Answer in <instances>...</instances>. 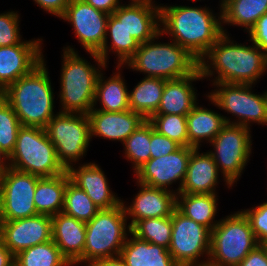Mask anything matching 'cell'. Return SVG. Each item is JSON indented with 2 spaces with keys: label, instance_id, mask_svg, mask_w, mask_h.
<instances>
[{
  "label": "cell",
  "instance_id": "1",
  "mask_svg": "<svg viewBox=\"0 0 267 266\" xmlns=\"http://www.w3.org/2000/svg\"><path fill=\"white\" fill-rule=\"evenodd\" d=\"M234 42L224 33L200 58L202 78L218 74L213 83L255 85L267 71V55L256 44Z\"/></svg>",
  "mask_w": 267,
  "mask_h": 266
},
{
  "label": "cell",
  "instance_id": "2",
  "mask_svg": "<svg viewBox=\"0 0 267 266\" xmlns=\"http://www.w3.org/2000/svg\"><path fill=\"white\" fill-rule=\"evenodd\" d=\"M160 8V33L200 58L225 33L222 25V8L217 17L209 7L167 6ZM217 17V18H216Z\"/></svg>",
  "mask_w": 267,
  "mask_h": 266
},
{
  "label": "cell",
  "instance_id": "3",
  "mask_svg": "<svg viewBox=\"0 0 267 266\" xmlns=\"http://www.w3.org/2000/svg\"><path fill=\"white\" fill-rule=\"evenodd\" d=\"M44 60L29 74L9 85L2 97L10 104L22 126L45 128L55 115L54 90Z\"/></svg>",
  "mask_w": 267,
  "mask_h": 266
},
{
  "label": "cell",
  "instance_id": "4",
  "mask_svg": "<svg viewBox=\"0 0 267 266\" xmlns=\"http://www.w3.org/2000/svg\"><path fill=\"white\" fill-rule=\"evenodd\" d=\"M89 54L97 63V68L80 57L74 48L64 47L60 73L61 91L58 95L60 112L88 114L93 109L97 80L101 70L107 65L98 54Z\"/></svg>",
  "mask_w": 267,
  "mask_h": 266
},
{
  "label": "cell",
  "instance_id": "5",
  "mask_svg": "<svg viewBox=\"0 0 267 266\" xmlns=\"http://www.w3.org/2000/svg\"><path fill=\"white\" fill-rule=\"evenodd\" d=\"M163 36L159 33L148 42L140 44L138 50L125 63L133 71L144 73L145 77L165 80L179 79L193 74L199 68V60L176 42H155Z\"/></svg>",
  "mask_w": 267,
  "mask_h": 266
},
{
  "label": "cell",
  "instance_id": "6",
  "mask_svg": "<svg viewBox=\"0 0 267 266\" xmlns=\"http://www.w3.org/2000/svg\"><path fill=\"white\" fill-rule=\"evenodd\" d=\"M130 232L123 203L110 209L99 210L86 223L83 255L72 266L119 256Z\"/></svg>",
  "mask_w": 267,
  "mask_h": 266
},
{
  "label": "cell",
  "instance_id": "7",
  "mask_svg": "<svg viewBox=\"0 0 267 266\" xmlns=\"http://www.w3.org/2000/svg\"><path fill=\"white\" fill-rule=\"evenodd\" d=\"M10 167L42 177H52L66 172L58 161L56 149L45 129L21 126L15 148L9 156Z\"/></svg>",
  "mask_w": 267,
  "mask_h": 266
},
{
  "label": "cell",
  "instance_id": "8",
  "mask_svg": "<svg viewBox=\"0 0 267 266\" xmlns=\"http://www.w3.org/2000/svg\"><path fill=\"white\" fill-rule=\"evenodd\" d=\"M257 245L247 217L237 211L211 230L209 259L222 266H237Z\"/></svg>",
  "mask_w": 267,
  "mask_h": 266
},
{
  "label": "cell",
  "instance_id": "9",
  "mask_svg": "<svg viewBox=\"0 0 267 266\" xmlns=\"http://www.w3.org/2000/svg\"><path fill=\"white\" fill-rule=\"evenodd\" d=\"M44 129L56 149L58 161L66 170L88 151L91 141L88 114L59 110Z\"/></svg>",
  "mask_w": 267,
  "mask_h": 266
},
{
  "label": "cell",
  "instance_id": "10",
  "mask_svg": "<svg viewBox=\"0 0 267 266\" xmlns=\"http://www.w3.org/2000/svg\"><path fill=\"white\" fill-rule=\"evenodd\" d=\"M216 89L208 93V99L219 109L236 116L232 125H240L250 129L253 122L267 125V91L254 94L253 85L213 83Z\"/></svg>",
  "mask_w": 267,
  "mask_h": 266
},
{
  "label": "cell",
  "instance_id": "11",
  "mask_svg": "<svg viewBox=\"0 0 267 266\" xmlns=\"http://www.w3.org/2000/svg\"><path fill=\"white\" fill-rule=\"evenodd\" d=\"M251 131L240 125L226 124L210 142V150L225 185L230 189L241 177L252 151Z\"/></svg>",
  "mask_w": 267,
  "mask_h": 266
},
{
  "label": "cell",
  "instance_id": "12",
  "mask_svg": "<svg viewBox=\"0 0 267 266\" xmlns=\"http://www.w3.org/2000/svg\"><path fill=\"white\" fill-rule=\"evenodd\" d=\"M211 231L182 214L177 208L172 214V234L169 252L178 266L200 262L210 253Z\"/></svg>",
  "mask_w": 267,
  "mask_h": 266
},
{
  "label": "cell",
  "instance_id": "13",
  "mask_svg": "<svg viewBox=\"0 0 267 266\" xmlns=\"http://www.w3.org/2000/svg\"><path fill=\"white\" fill-rule=\"evenodd\" d=\"M40 177L9 167L0 175V199L3 221L38 215L34 193Z\"/></svg>",
  "mask_w": 267,
  "mask_h": 266
},
{
  "label": "cell",
  "instance_id": "14",
  "mask_svg": "<svg viewBox=\"0 0 267 266\" xmlns=\"http://www.w3.org/2000/svg\"><path fill=\"white\" fill-rule=\"evenodd\" d=\"M108 17L109 14L84 0H71L61 19L73 26L76 38L86 52L98 54L106 39Z\"/></svg>",
  "mask_w": 267,
  "mask_h": 266
},
{
  "label": "cell",
  "instance_id": "15",
  "mask_svg": "<svg viewBox=\"0 0 267 266\" xmlns=\"http://www.w3.org/2000/svg\"><path fill=\"white\" fill-rule=\"evenodd\" d=\"M194 147L180 146L176 151L145 162L134 173L137 182L150 187L165 189L178 194L186 176L188 162ZM180 180V181H179ZM179 181L177 190L169 186Z\"/></svg>",
  "mask_w": 267,
  "mask_h": 266
},
{
  "label": "cell",
  "instance_id": "16",
  "mask_svg": "<svg viewBox=\"0 0 267 266\" xmlns=\"http://www.w3.org/2000/svg\"><path fill=\"white\" fill-rule=\"evenodd\" d=\"M2 243L16 256L21 251L52 240V219L49 215L3 221Z\"/></svg>",
  "mask_w": 267,
  "mask_h": 266
},
{
  "label": "cell",
  "instance_id": "17",
  "mask_svg": "<svg viewBox=\"0 0 267 266\" xmlns=\"http://www.w3.org/2000/svg\"><path fill=\"white\" fill-rule=\"evenodd\" d=\"M42 40L41 38L24 40L17 45L0 47V90L2 92L19 78L29 74L43 61Z\"/></svg>",
  "mask_w": 267,
  "mask_h": 266
},
{
  "label": "cell",
  "instance_id": "18",
  "mask_svg": "<svg viewBox=\"0 0 267 266\" xmlns=\"http://www.w3.org/2000/svg\"><path fill=\"white\" fill-rule=\"evenodd\" d=\"M121 4L113 15L140 44L148 42L160 33V8L153 0H130Z\"/></svg>",
  "mask_w": 267,
  "mask_h": 266
},
{
  "label": "cell",
  "instance_id": "19",
  "mask_svg": "<svg viewBox=\"0 0 267 266\" xmlns=\"http://www.w3.org/2000/svg\"><path fill=\"white\" fill-rule=\"evenodd\" d=\"M138 184L140 190L130 203L131 205L127 206L122 200L127 219L131 218V222L128 223L130 228L142 219L172 216L177 207L175 192Z\"/></svg>",
  "mask_w": 267,
  "mask_h": 266
},
{
  "label": "cell",
  "instance_id": "20",
  "mask_svg": "<svg viewBox=\"0 0 267 266\" xmlns=\"http://www.w3.org/2000/svg\"><path fill=\"white\" fill-rule=\"evenodd\" d=\"M90 121L91 139L98 136L112 141H124L147 119L132 110L122 112H105L91 110L88 113Z\"/></svg>",
  "mask_w": 267,
  "mask_h": 266
},
{
  "label": "cell",
  "instance_id": "21",
  "mask_svg": "<svg viewBox=\"0 0 267 266\" xmlns=\"http://www.w3.org/2000/svg\"><path fill=\"white\" fill-rule=\"evenodd\" d=\"M70 166L66 171L70 181L84 190L94 204L101 209H110L122 203L109 187L106 175L95 163L80 164L78 168Z\"/></svg>",
  "mask_w": 267,
  "mask_h": 266
},
{
  "label": "cell",
  "instance_id": "22",
  "mask_svg": "<svg viewBox=\"0 0 267 266\" xmlns=\"http://www.w3.org/2000/svg\"><path fill=\"white\" fill-rule=\"evenodd\" d=\"M203 80L199 68L191 75L179 79L166 80L161 102L154 115L187 116L197 104V92L193 81Z\"/></svg>",
  "mask_w": 267,
  "mask_h": 266
},
{
  "label": "cell",
  "instance_id": "23",
  "mask_svg": "<svg viewBox=\"0 0 267 266\" xmlns=\"http://www.w3.org/2000/svg\"><path fill=\"white\" fill-rule=\"evenodd\" d=\"M200 148H193L186 176L179 193L216 194L219 171L209 152L200 153Z\"/></svg>",
  "mask_w": 267,
  "mask_h": 266
},
{
  "label": "cell",
  "instance_id": "24",
  "mask_svg": "<svg viewBox=\"0 0 267 266\" xmlns=\"http://www.w3.org/2000/svg\"><path fill=\"white\" fill-rule=\"evenodd\" d=\"M52 240L62 255L73 265L85 247L86 223L63 212L51 216Z\"/></svg>",
  "mask_w": 267,
  "mask_h": 266
},
{
  "label": "cell",
  "instance_id": "25",
  "mask_svg": "<svg viewBox=\"0 0 267 266\" xmlns=\"http://www.w3.org/2000/svg\"><path fill=\"white\" fill-rule=\"evenodd\" d=\"M129 234L120 252L126 266H178L165 247Z\"/></svg>",
  "mask_w": 267,
  "mask_h": 266
},
{
  "label": "cell",
  "instance_id": "26",
  "mask_svg": "<svg viewBox=\"0 0 267 266\" xmlns=\"http://www.w3.org/2000/svg\"><path fill=\"white\" fill-rule=\"evenodd\" d=\"M198 104L186 116L188 143L194 148H200L201 142L205 140L210 143L221 129L226 124H230L231 121L229 117L198 106Z\"/></svg>",
  "mask_w": 267,
  "mask_h": 266
},
{
  "label": "cell",
  "instance_id": "27",
  "mask_svg": "<svg viewBox=\"0 0 267 266\" xmlns=\"http://www.w3.org/2000/svg\"><path fill=\"white\" fill-rule=\"evenodd\" d=\"M121 67L123 68L124 66L117 65V72L113 73V75L106 80L103 73H100L96 84L94 106L92 110L122 112L130 109L128 86H126V83L124 82L125 79L120 73ZM97 101L101 104L102 108H95Z\"/></svg>",
  "mask_w": 267,
  "mask_h": 266
},
{
  "label": "cell",
  "instance_id": "28",
  "mask_svg": "<svg viewBox=\"0 0 267 266\" xmlns=\"http://www.w3.org/2000/svg\"><path fill=\"white\" fill-rule=\"evenodd\" d=\"M68 172L52 177L39 178L34 193V204L38 214L53 216L62 212Z\"/></svg>",
  "mask_w": 267,
  "mask_h": 266
},
{
  "label": "cell",
  "instance_id": "29",
  "mask_svg": "<svg viewBox=\"0 0 267 266\" xmlns=\"http://www.w3.org/2000/svg\"><path fill=\"white\" fill-rule=\"evenodd\" d=\"M108 36H110L111 43L108 45ZM140 43L131 36L121 23L113 14H110L107 21L106 39L104 45L98 55L107 65L108 52L116 54L118 57L116 62L118 66H123L138 50ZM110 50V51H109Z\"/></svg>",
  "mask_w": 267,
  "mask_h": 266
},
{
  "label": "cell",
  "instance_id": "30",
  "mask_svg": "<svg viewBox=\"0 0 267 266\" xmlns=\"http://www.w3.org/2000/svg\"><path fill=\"white\" fill-rule=\"evenodd\" d=\"M217 194H177V209L191 220L207 227L210 231L218 224Z\"/></svg>",
  "mask_w": 267,
  "mask_h": 266
},
{
  "label": "cell",
  "instance_id": "31",
  "mask_svg": "<svg viewBox=\"0 0 267 266\" xmlns=\"http://www.w3.org/2000/svg\"><path fill=\"white\" fill-rule=\"evenodd\" d=\"M165 83L162 78L144 77L128 92L130 110L141 113L148 120L159 108Z\"/></svg>",
  "mask_w": 267,
  "mask_h": 266
},
{
  "label": "cell",
  "instance_id": "32",
  "mask_svg": "<svg viewBox=\"0 0 267 266\" xmlns=\"http://www.w3.org/2000/svg\"><path fill=\"white\" fill-rule=\"evenodd\" d=\"M222 8V24L244 27L248 33L267 12V0H228Z\"/></svg>",
  "mask_w": 267,
  "mask_h": 266
},
{
  "label": "cell",
  "instance_id": "33",
  "mask_svg": "<svg viewBox=\"0 0 267 266\" xmlns=\"http://www.w3.org/2000/svg\"><path fill=\"white\" fill-rule=\"evenodd\" d=\"M14 263V266H72L53 240L21 251Z\"/></svg>",
  "mask_w": 267,
  "mask_h": 266
},
{
  "label": "cell",
  "instance_id": "34",
  "mask_svg": "<svg viewBox=\"0 0 267 266\" xmlns=\"http://www.w3.org/2000/svg\"><path fill=\"white\" fill-rule=\"evenodd\" d=\"M130 229L134 236L169 249L172 234V216L142 219L137 221Z\"/></svg>",
  "mask_w": 267,
  "mask_h": 266
},
{
  "label": "cell",
  "instance_id": "35",
  "mask_svg": "<svg viewBox=\"0 0 267 266\" xmlns=\"http://www.w3.org/2000/svg\"><path fill=\"white\" fill-rule=\"evenodd\" d=\"M151 123L147 120L123 143L126 159L131 161L135 172L151 159Z\"/></svg>",
  "mask_w": 267,
  "mask_h": 266
},
{
  "label": "cell",
  "instance_id": "36",
  "mask_svg": "<svg viewBox=\"0 0 267 266\" xmlns=\"http://www.w3.org/2000/svg\"><path fill=\"white\" fill-rule=\"evenodd\" d=\"M99 210L84 190L77 187L71 181L67 183L63 213L87 223Z\"/></svg>",
  "mask_w": 267,
  "mask_h": 266
},
{
  "label": "cell",
  "instance_id": "37",
  "mask_svg": "<svg viewBox=\"0 0 267 266\" xmlns=\"http://www.w3.org/2000/svg\"><path fill=\"white\" fill-rule=\"evenodd\" d=\"M148 121L163 136L175 141L180 146L192 147L188 143L186 116L169 114L152 115Z\"/></svg>",
  "mask_w": 267,
  "mask_h": 266
},
{
  "label": "cell",
  "instance_id": "38",
  "mask_svg": "<svg viewBox=\"0 0 267 266\" xmlns=\"http://www.w3.org/2000/svg\"><path fill=\"white\" fill-rule=\"evenodd\" d=\"M21 123L10 104L0 97V149L9 157L13 152Z\"/></svg>",
  "mask_w": 267,
  "mask_h": 266
},
{
  "label": "cell",
  "instance_id": "39",
  "mask_svg": "<svg viewBox=\"0 0 267 266\" xmlns=\"http://www.w3.org/2000/svg\"><path fill=\"white\" fill-rule=\"evenodd\" d=\"M19 16L14 11L0 14V47L17 45L23 41L20 35Z\"/></svg>",
  "mask_w": 267,
  "mask_h": 266
},
{
  "label": "cell",
  "instance_id": "40",
  "mask_svg": "<svg viewBox=\"0 0 267 266\" xmlns=\"http://www.w3.org/2000/svg\"><path fill=\"white\" fill-rule=\"evenodd\" d=\"M247 217L258 245L267 241V201L250 209H241Z\"/></svg>",
  "mask_w": 267,
  "mask_h": 266
},
{
  "label": "cell",
  "instance_id": "41",
  "mask_svg": "<svg viewBox=\"0 0 267 266\" xmlns=\"http://www.w3.org/2000/svg\"><path fill=\"white\" fill-rule=\"evenodd\" d=\"M151 159L160 158L176 151L180 145L157 132L151 124Z\"/></svg>",
  "mask_w": 267,
  "mask_h": 266
},
{
  "label": "cell",
  "instance_id": "42",
  "mask_svg": "<svg viewBox=\"0 0 267 266\" xmlns=\"http://www.w3.org/2000/svg\"><path fill=\"white\" fill-rule=\"evenodd\" d=\"M248 34L250 41L267 55V12L256 21Z\"/></svg>",
  "mask_w": 267,
  "mask_h": 266
},
{
  "label": "cell",
  "instance_id": "43",
  "mask_svg": "<svg viewBox=\"0 0 267 266\" xmlns=\"http://www.w3.org/2000/svg\"><path fill=\"white\" fill-rule=\"evenodd\" d=\"M237 266H267V250L257 245Z\"/></svg>",
  "mask_w": 267,
  "mask_h": 266
},
{
  "label": "cell",
  "instance_id": "44",
  "mask_svg": "<svg viewBox=\"0 0 267 266\" xmlns=\"http://www.w3.org/2000/svg\"><path fill=\"white\" fill-rule=\"evenodd\" d=\"M71 0H34L46 12L61 18Z\"/></svg>",
  "mask_w": 267,
  "mask_h": 266
},
{
  "label": "cell",
  "instance_id": "45",
  "mask_svg": "<svg viewBox=\"0 0 267 266\" xmlns=\"http://www.w3.org/2000/svg\"><path fill=\"white\" fill-rule=\"evenodd\" d=\"M87 4L95 9L103 11L107 14H113L114 11L121 5L120 0H84Z\"/></svg>",
  "mask_w": 267,
  "mask_h": 266
},
{
  "label": "cell",
  "instance_id": "46",
  "mask_svg": "<svg viewBox=\"0 0 267 266\" xmlns=\"http://www.w3.org/2000/svg\"><path fill=\"white\" fill-rule=\"evenodd\" d=\"M85 266H126L124 260L119 256L104 258L92 263L86 264Z\"/></svg>",
  "mask_w": 267,
  "mask_h": 266
},
{
  "label": "cell",
  "instance_id": "47",
  "mask_svg": "<svg viewBox=\"0 0 267 266\" xmlns=\"http://www.w3.org/2000/svg\"><path fill=\"white\" fill-rule=\"evenodd\" d=\"M15 256L3 244H0V266H14Z\"/></svg>",
  "mask_w": 267,
  "mask_h": 266
},
{
  "label": "cell",
  "instance_id": "48",
  "mask_svg": "<svg viewBox=\"0 0 267 266\" xmlns=\"http://www.w3.org/2000/svg\"><path fill=\"white\" fill-rule=\"evenodd\" d=\"M9 167V157L0 149V175H2Z\"/></svg>",
  "mask_w": 267,
  "mask_h": 266
},
{
  "label": "cell",
  "instance_id": "49",
  "mask_svg": "<svg viewBox=\"0 0 267 266\" xmlns=\"http://www.w3.org/2000/svg\"><path fill=\"white\" fill-rule=\"evenodd\" d=\"M190 266H222V265H220L219 263H216V262H214L208 258L205 261L201 260L200 262L193 264V265H190Z\"/></svg>",
  "mask_w": 267,
  "mask_h": 266
},
{
  "label": "cell",
  "instance_id": "50",
  "mask_svg": "<svg viewBox=\"0 0 267 266\" xmlns=\"http://www.w3.org/2000/svg\"><path fill=\"white\" fill-rule=\"evenodd\" d=\"M3 224V219H2V210H1V199H0V228Z\"/></svg>",
  "mask_w": 267,
  "mask_h": 266
},
{
  "label": "cell",
  "instance_id": "51",
  "mask_svg": "<svg viewBox=\"0 0 267 266\" xmlns=\"http://www.w3.org/2000/svg\"><path fill=\"white\" fill-rule=\"evenodd\" d=\"M221 1V3H220V7L222 6V5H224L228 0H220Z\"/></svg>",
  "mask_w": 267,
  "mask_h": 266
},
{
  "label": "cell",
  "instance_id": "52",
  "mask_svg": "<svg viewBox=\"0 0 267 266\" xmlns=\"http://www.w3.org/2000/svg\"><path fill=\"white\" fill-rule=\"evenodd\" d=\"M2 243L1 228H0V244Z\"/></svg>",
  "mask_w": 267,
  "mask_h": 266
},
{
  "label": "cell",
  "instance_id": "53",
  "mask_svg": "<svg viewBox=\"0 0 267 266\" xmlns=\"http://www.w3.org/2000/svg\"><path fill=\"white\" fill-rule=\"evenodd\" d=\"M263 246H264L265 249L267 250V241L263 244Z\"/></svg>",
  "mask_w": 267,
  "mask_h": 266
}]
</instances>
